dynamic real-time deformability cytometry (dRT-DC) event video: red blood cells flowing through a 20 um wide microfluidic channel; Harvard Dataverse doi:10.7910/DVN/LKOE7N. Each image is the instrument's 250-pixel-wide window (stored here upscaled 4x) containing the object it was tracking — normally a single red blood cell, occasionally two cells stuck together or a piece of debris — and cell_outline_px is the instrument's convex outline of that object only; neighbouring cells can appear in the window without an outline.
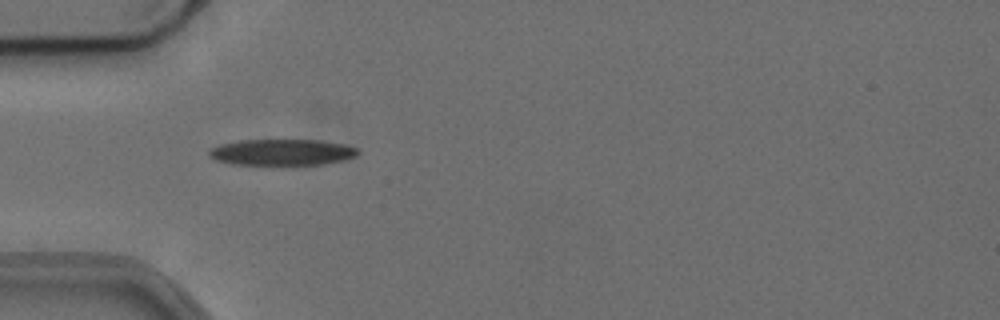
{"species": "common noctule bat (a hibernating species)", "species_latin": "Nyctalus noctula", "temperature_condition": "cold", "stored_images_in_passage": 16, "camera_frame_rate_fps": 3000, "um_per_image_px": 0.085, "animal": {"sex": "female", "body_mass_g": 24.6, "forearm_length_mm": 56.2}, "frame": {"image": 1, "passage_image": 5, "time_ms": 1.333, "image_size_px": [1000, 320], "cell_outline_px": [[360, 152], [356, 156], [344, 160], [324, 164], [232, 164], [216, 160], [208, 156], [208, 148], [220, 144], [240, 140], [320, 140], [344, 144], [356, 148]], "centroid_in_image_um": [23.94, 12.93], "position_along_channel_um": 61.1, "area_um2": 22.72}}
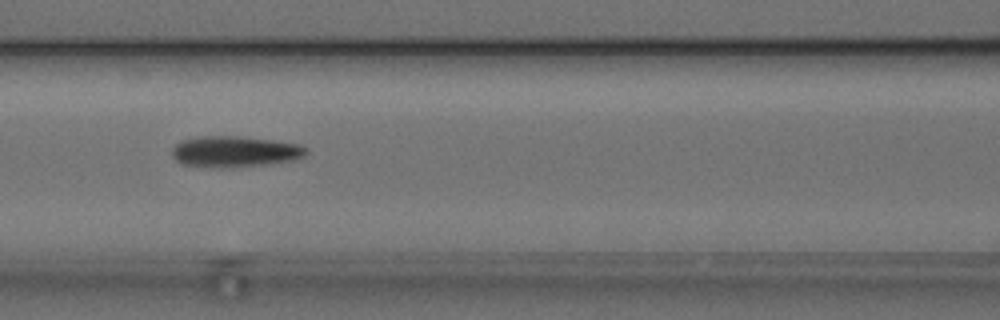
{"frame": {"image": 2, "passage_image": 12, "time_ms": 3.667, "image_size_px": [1000, 320], "cell_outline_px": [[308, 152], [304, 156], [296, 160], [272, 164], [232, 168], [220, 168], [180, 164], [172, 156], [172, 148], [180, 140], [204, 136], [236, 136], [272, 140], [296, 144], [308, 148]], "centroid_in_image_um": [19.96, 12.9], "position_along_channel_um": 146.6, "area_um2": 24.57}}